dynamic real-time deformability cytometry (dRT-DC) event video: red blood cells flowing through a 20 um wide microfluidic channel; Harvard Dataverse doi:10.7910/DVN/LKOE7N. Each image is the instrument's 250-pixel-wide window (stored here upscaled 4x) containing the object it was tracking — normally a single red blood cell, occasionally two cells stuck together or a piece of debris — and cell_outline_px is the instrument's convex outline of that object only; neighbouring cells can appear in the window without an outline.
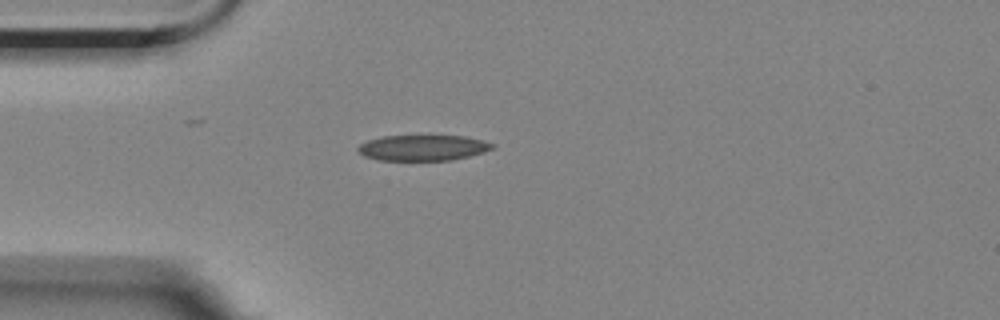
{"species": "Egyptian fruit bat (a non-hibernating species)", "species_latin": "Rousettus aegyptiacus", "temperature_condition": "room temperature", "stored_images_in_passage": 2, "camera_frame_rate_fps": 3000, "um_per_image_px": 0.085, "animal": {"sex": "female"}, "frame": {"image": 1, "passage_image": 1, "time_ms": 0.0, "image_size_px": [1000, 320], "cell_outline_px": [[496, 144], [492, 148], [484, 152], [452, 160], [380, 160], [364, 156], [356, 152], [356, 148], [360, 144], [368, 140], [384, 136], [464, 136], [484, 140]], "centroid_in_image_um": [35.93, 12.56], "position_along_channel_um": 49.1, "area_um2": 20.11}}